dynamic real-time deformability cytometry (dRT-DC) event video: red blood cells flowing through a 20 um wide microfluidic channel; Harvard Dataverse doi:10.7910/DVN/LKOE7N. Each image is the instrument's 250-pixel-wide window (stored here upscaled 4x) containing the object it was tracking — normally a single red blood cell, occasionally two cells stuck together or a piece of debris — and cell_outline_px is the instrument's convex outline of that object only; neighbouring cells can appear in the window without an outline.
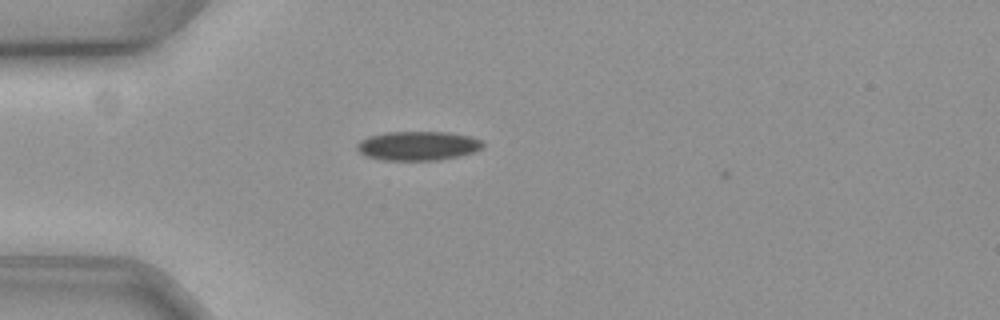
{"species": "common noctule bat (a hibernating species)", "species_latin": "Nyctalus noctula", "temperature_condition": "cold", "stored_images_in_passage": 2, "camera_frame_rate_fps": 3000, "um_per_image_px": 0.085, "animal": {"sex": "female", "body_mass_g": 19.3, "forearm_length_mm": 54.1}, "frame": {"image": 1, "passage_image": 1, "time_ms": 0.0, "image_size_px": [1000, 320], "cell_outline_px": [[484, 144], [480, 148], [472, 152], [456, 156], [436, 160], [380, 160], [364, 156], [356, 148], [356, 144], [360, 140], [368, 136], [388, 132], [448, 132], [468, 136], [480, 140]], "centroid_in_image_um": [35.44, 12.39], "position_along_channel_um": 49.6, "area_um2": 21.21}}